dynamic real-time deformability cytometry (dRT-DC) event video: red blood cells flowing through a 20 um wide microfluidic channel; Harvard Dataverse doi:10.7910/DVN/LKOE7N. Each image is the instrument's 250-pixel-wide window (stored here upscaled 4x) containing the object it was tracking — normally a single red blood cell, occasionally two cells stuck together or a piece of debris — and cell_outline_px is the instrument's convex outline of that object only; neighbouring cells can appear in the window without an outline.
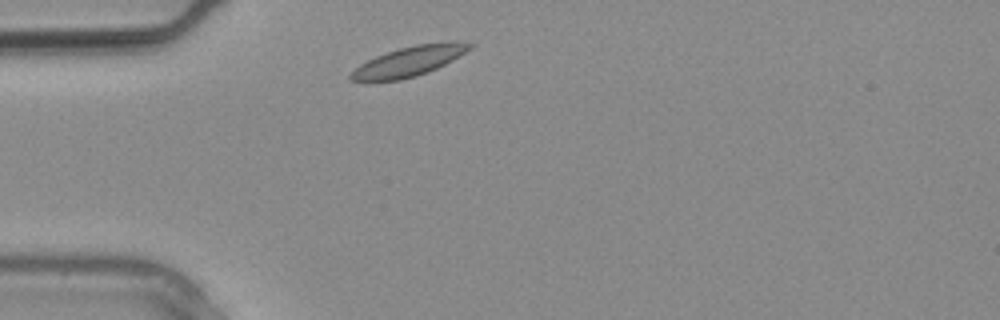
{"species": "common noctule bat (a hibernating species)", "species_latin": "Nyctalus noctula", "temperature_condition": "warm", "stored_images_in_passage": 13, "camera_frame_rate_fps": 3000, "um_per_image_px": 0.085, "animal": {"sex": "male", "body_mass_g": 20.4}, "frame": {"image": 1, "passage_image": 1, "time_ms": 0.0, "image_size_px": [1000, 320], "cell_outline_px": [[476, 44], [472, 48], [452, 60], [428, 72], [416, 76], [400, 80], [348, 80], [348, 76], [360, 64], [376, 56], [400, 48], [416, 44], [448, 40]], "centroid_in_image_um": [34.83, 5.18], "position_along_channel_um": 50.2, "area_um2": 20.52}}
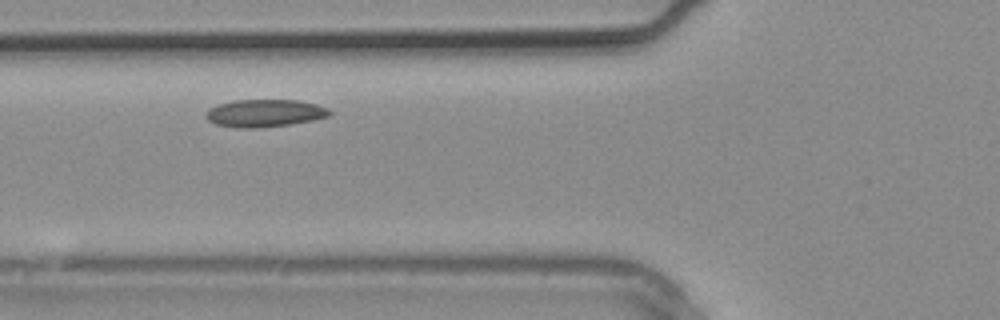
{"frame": {"image": 2, "passage_image": 4, "time_ms": 1.0, "image_size_px": [1000, 320], "cell_outline_px": [[332, 112], [328, 116], [312, 120], [288, 124], [252, 128], [240, 128], [216, 124], [208, 120], [208, 108], [220, 104], [236, 100], [300, 100], [316, 104], [328, 108]], "centroid_in_image_um": [22.53, 9.61], "position_along_channel_um": 103.3, "area_um2": 19.48}}